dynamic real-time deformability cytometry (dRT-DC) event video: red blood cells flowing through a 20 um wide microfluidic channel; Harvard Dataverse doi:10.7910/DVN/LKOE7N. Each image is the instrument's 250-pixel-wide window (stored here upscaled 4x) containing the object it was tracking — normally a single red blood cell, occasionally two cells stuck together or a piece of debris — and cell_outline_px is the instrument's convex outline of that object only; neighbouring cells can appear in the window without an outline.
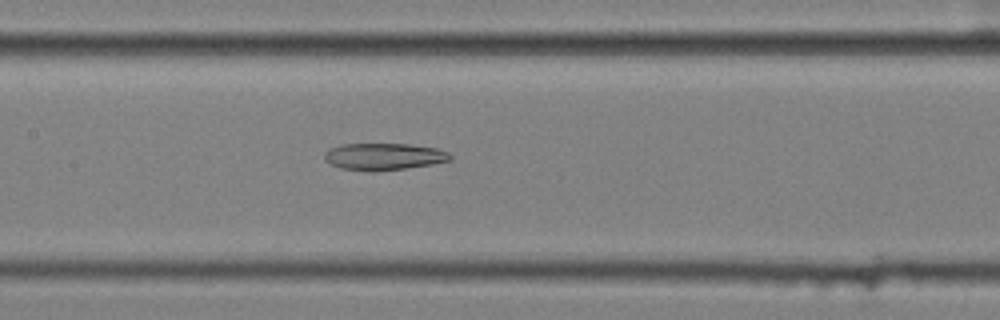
{"species": "common noctule bat (a hibernating species)", "species_latin": "Nyctalus noctula", "temperature_condition": "cold", "stored_images_in_passage": 57, "camera_frame_rate_fps": 3000, "um_per_image_px": 0.085, "animal": {"sex": "female", "body_mass_g": 25.1}, "frame": {"image": 1, "passage_image": 28, "time_ms": 9.0, "image_size_px": [1000, 320], "cell_outline_px": [[452, 160], [432, 164], [404, 168], [372, 172], [340, 168], [324, 160], [324, 152], [328, 148], [340, 144], [408, 144], [436, 148], [448, 152], [452, 156]], "centroid_in_image_um": [32.59, 13.3], "position_along_channel_um": 174.8, "area_um2": 19.83}}
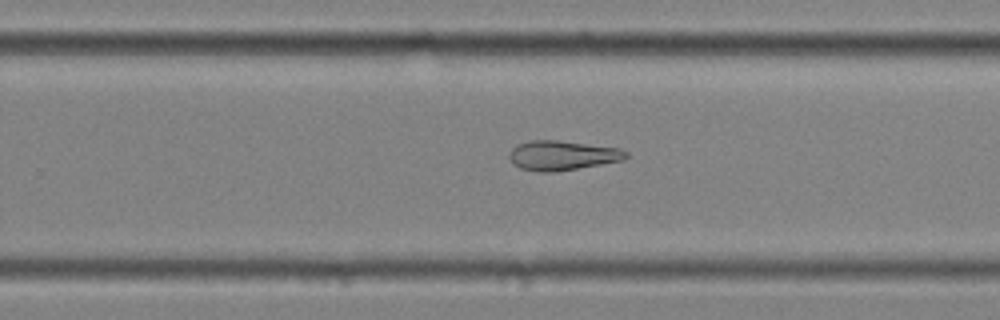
{"frame": {"image": 2, "passage_image": 37, "time_ms": 12.0, "image_size_px": [1000, 320], "cell_outline_px": [[628, 156], [624, 160], [556, 172], [540, 172], [520, 168], [508, 156], [508, 152], [516, 144], [532, 140], [556, 140], [620, 148], [628, 152]], "centroid_in_image_um": [47.8, 13.21], "position_along_channel_um": 282.0, "area_um2": 20.11}}
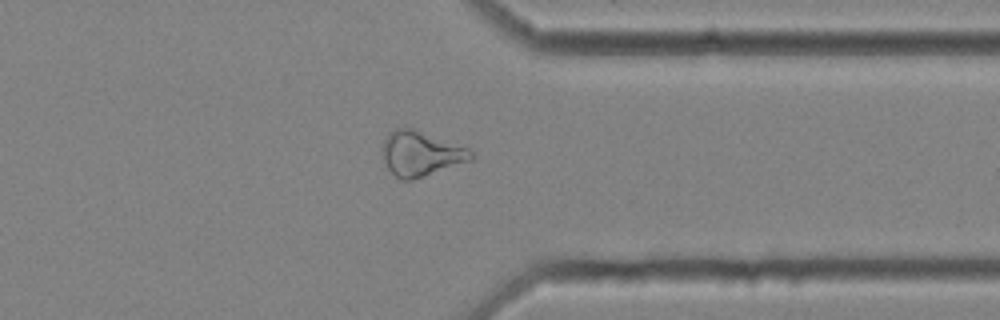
{"frame": {"image": 3, "passage_image": 45, "time_ms": 14.667, "image_size_px": [1000, 320], "cell_outline_px": [[472, 160], [412, 180], [400, 180], [388, 168], [384, 160], [384, 140], [388, 132], [396, 128], [412, 128], [468, 148], [472, 152]], "centroid_in_image_um": [35.76, 13.06], "position_along_channel_um": 375.6, "area_um2": 22.72}}